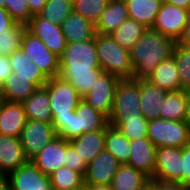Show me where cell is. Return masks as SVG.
<instances>
[{
  "label": "cell",
  "instance_id": "1",
  "mask_svg": "<svg viewBox=\"0 0 190 190\" xmlns=\"http://www.w3.org/2000/svg\"><path fill=\"white\" fill-rule=\"evenodd\" d=\"M58 76L69 82L84 97L103 73L100 68L95 37L85 42L67 43L59 57Z\"/></svg>",
  "mask_w": 190,
  "mask_h": 190
},
{
  "label": "cell",
  "instance_id": "2",
  "mask_svg": "<svg viewBox=\"0 0 190 190\" xmlns=\"http://www.w3.org/2000/svg\"><path fill=\"white\" fill-rule=\"evenodd\" d=\"M175 44L174 39L147 28L130 50L132 78L147 80L160 62L172 56Z\"/></svg>",
  "mask_w": 190,
  "mask_h": 190
},
{
  "label": "cell",
  "instance_id": "3",
  "mask_svg": "<svg viewBox=\"0 0 190 190\" xmlns=\"http://www.w3.org/2000/svg\"><path fill=\"white\" fill-rule=\"evenodd\" d=\"M52 124L57 136L67 140L74 139L85 132L102 130L108 119L84 100L67 117H54Z\"/></svg>",
  "mask_w": 190,
  "mask_h": 190
},
{
  "label": "cell",
  "instance_id": "4",
  "mask_svg": "<svg viewBox=\"0 0 190 190\" xmlns=\"http://www.w3.org/2000/svg\"><path fill=\"white\" fill-rule=\"evenodd\" d=\"M97 57L103 72L119 79L132 78L130 51L120 46L110 34H95Z\"/></svg>",
  "mask_w": 190,
  "mask_h": 190
},
{
  "label": "cell",
  "instance_id": "5",
  "mask_svg": "<svg viewBox=\"0 0 190 190\" xmlns=\"http://www.w3.org/2000/svg\"><path fill=\"white\" fill-rule=\"evenodd\" d=\"M147 137L156 147L183 148L190 144V128L184 120L151 119Z\"/></svg>",
  "mask_w": 190,
  "mask_h": 190
},
{
  "label": "cell",
  "instance_id": "6",
  "mask_svg": "<svg viewBox=\"0 0 190 190\" xmlns=\"http://www.w3.org/2000/svg\"><path fill=\"white\" fill-rule=\"evenodd\" d=\"M139 85L140 80L134 78L119 79L110 118L144 117L141 112Z\"/></svg>",
  "mask_w": 190,
  "mask_h": 190
},
{
  "label": "cell",
  "instance_id": "7",
  "mask_svg": "<svg viewBox=\"0 0 190 190\" xmlns=\"http://www.w3.org/2000/svg\"><path fill=\"white\" fill-rule=\"evenodd\" d=\"M46 85L53 118L69 116L82 100L78 91L69 82L61 79L59 76L49 78Z\"/></svg>",
  "mask_w": 190,
  "mask_h": 190
},
{
  "label": "cell",
  "instance_id": "8",
  "mask_svg": "<svg viewBox=\"0 0 190 190\" xmlns=\"http://www.w3.org/2000/svg\"><path fill=\"white\" fill-rule=\"evenodd\" d=\"M182 148L157 147L152 181L183 184Z\"/></svg>",
  "mask_w": 190,
  "mask_h": 190
},
{
  "label": "cell",
  "instance_id": "9",
  "mask_svg": "<svg viewBox=\"0 0 190 190\" xmlns=\"http://www.w3.org/2000/svg\"><path fill=\"white\" fill-rule=\"evenodd\" d=\"M20 48L33 60L48 77H56L59 74L60 59L51 52L47 46L27 30L23 33Z\"/></svg>",
  "mask_w": 190,
  "mask_h": 190
},
{
  "label": "cell",
  "instance_id": "10",
  "mask_svg": "<svg viewBox=\"0 0 190 190\" xmlns=\"http://www.w3.org/2000/svg\"><path fill=\"white\" fill-rule=\"evenodd\" d=\"M56 136V130L52 122L28 119L20 135L21 145L26 158L31 160Z\"/></svg>",
  "mask_w": 190,
  "mask_h": 190
},
{
  "label": "cell",
  "instance_id": "11",
  "mask_svg": "<svg viewBox=\"0 0 190 190\" xmlns=\"http://www.w3.org/2000/svg\"><path fill=\"white\" fill-rule=\"evenodd\" d=\"M118 81L117 76L103 72L97 78L91 90L82 97V100L109 119L114 105V93Z\"/></svg>",
  "mask_w": 190,
  "mask_h": 190
},
{
  "label": "cell",
  "instance_id": "12",
  "mask_svg": "<svg viewBox=\"0 0 190 190\" xmlns=\"http://www.w3.org/2000/svg\"><path fill=\"white\" fill-rule=\"evenodd\" d=\"M26 30L39 38L47 48L60 57L66 48L67 42L61 25L42 18L39 14L33 15L26 24Z\"/></svg>",
  "mask_w": 190,
  "mask_h": 190
},
{
  "label": "cell",
  "instance_id": "13",
  "mask_svg": "<svg viewBox=\"0 0 190 190\" xmlns=\"http://www.w3.org/2000/svg\"><path fill=\"white\" fill-rule=\"evenodd\" d=\"M121 164L115 156L104 149L88 165L84 175L87 186H109Z\"/></svg>",
  "mask_w": 190,
  "mask_h": 190
},
{
  "label": "cell",
  "instance_id": "14",
  "mask_svg": "<svg viewBox=\"0 0 190 190\" xmlns=\"http://www.w3.org/2000/svg\"><path fill=\"white\" fill-rule=\"evenodd\" d=\"M11 190H52L50 178L31 160L6 176Z\"/></svg>",
  "mask_w": 190,
  "mask_h": 190
},
{
  "label": "cell",
  "instance_id": "15",
  "mask_svg": "<svg viewBox=\"0 0 190 190\" xmlns=\"http://www.w3.org/2000/svg\"><path fill=\"white\" fill-rule=\"evenodd\" d=\"M186 25V9L163 2L152 29L177 41Z\"/></svg>",
  "mask_w": 190,
  "mask_h": 190
},
{
  "label": "cell",
  "instance_id": "16",
  "mask_svg": "<svg viewBox=\"0 0 190 190\" xmlns=\"http://www.w3.org/2000/svg\"><path fill=\"white\" fill-rule=\"evenodd\" d=\"M69 140L56 136L49 144L39 151L31 161L45 174L50 175L64 166L66 147Z\"/></svg>",
  "mask_w": 190,
  "mask_h": 190
},
{
  "label": "cell",
  "instance_id": "17",
  "mask_svg": "<svg viewBox=\"0 0 190 190\" xmlns=\"http://www.w3.org/2000/svg\"><path fill=\"white\" fill-rule=\"evenodd\" d=\"M27 120L22 103L0 99V134L20 138Z\"/></svg>",
  "mask_w": 190,
  "mask_h": 190
},
{
  "label": "cell",
  "instance_id": "18",
  "mask_svg": "<svg viewBox=\"0 0 190 190\" xmlns=\"http://www.w3.org/2000/svg\"><path fill=\"white\" fill-rule=\"evenodd\" d=\"M130 148V156L126 165L142 171L152 179L157 147L148 137H143L130 141Z\"/></svg>",
  "mask_w": 190,
  "mask_h": 190
},
{
  "label": "cell",
  "instance_id": "19",
  "mask_svg": "<svg viewBox=\"0 0 190 190\" xmlns=\"http://www.w3.org/2000/svg\"><path fill=\"white\" fill-rule=\"evenodd\" d=\"M27 161L20 138L0 134V175L7 176Z\"/></svg>",
  "mask_w": 190,
  "mask_h": 190
},
{
  "label": "cell",
  "instance_id": "20",
  "mask_svg": "<svg viewBox=\"0 0 190 190\" xmlns=\"http://www.w3.org/2000/svg\"><path fill=\"white\" fill-rule=\"evenodd\" d=\"M10 65L12 67V78H31L38 87H43L49 78L29 59V57L20 48L9 55Z\"/></svg>",
  "mask_w": 190,
  "mask_h": 190
},
{
  "label": "cell",
  "instance_id": "21",
  "mask_svg": "<svg viewBox=\"0 0 190 190\" xmlns=\"http://www.w3.org/2000/svg\"><path fill=\"white\" fill-rule=\"evenodd\" d=\"M167 92V90L152 84L148 80H140L139 96L141 112L147 120L159 119L160 108Z\"/></svg>",
  "mask_w": 190,
  "mask_h": 190
},
{
  "label": "cell",
  "instance_id": "22",
  "mask_svg": "<svg viewBox=\"0 0 190 190\" xmlns=\"http://www.w3.org/2000/svg\"><path fill=\"white\" fill-rule=\"evenodd\" d=\"M61 29L67 43L85 42L95 37V24L80 14L71 12Z\"/></svg>",
  "mask_w": 190,
  "mask_h": 190
},
{
  "label": "cell",
  "instance_id": "23",
  "mask_svg": "<svg viewBox=\"0 0 190 190\" xmlns=\"http://www.w3.org/2000/svg\"><path fill=\"white\" fill-rule=\"evenodd\" d=\"M69 144L79 153L88 165L105 149V127L102 130L85 132L69 140Z\"/></svg>",
  "mask_w": 190,
  "mask_h": 190
},
{
  "label": "cell",
  "instance_id": "24",
  "mask_svg": "<svg viewBox=\"0 0 190 190\" xmlns=\"http://www.w3.org/2000/svg\"><path fill=\"white\" fill-rule=\"evenodd\" d=\"M27 119L52 122L50 98L47 85L38 87L23 103Z\"/></svg>",
  "mask_w": 190,
  "mask_h": 190
},
{
  "label": "cell",
  "instance_id": "25",
  "mask_svg": "<svg viewBox=\"0 0 190 190\" xmlns=\"http://www.w3.org/2000/svg\"><path fill=\"white\" fill-rule=\"evenodd\" d=\"M151 181L142 171L122 164L118 167L110 186L112 190H143Z\"/></svg>",
  "mask_w": 190,
  "mask_h": 190
},
{
  "label": "cell",
  "instance_id": "26",
  "mask_svg": "<svg viewBox=\"0 0 190 190\" xmlns=\"http://www.w3.org/2000/svg\"><path fill=\"white\" fill-rule=\"evenodd\" d=\"M127 19H129V14L126 4L109 0L107 7L95 23V31L100 34H111Z\"/></svg>",
  "mask_w": 190,
  "mask_h": 190
},
{
  "label": "cell",
  "instance_id": "27",
  "mask_svg": "<svg viewBox=\"0 0 190 190\" xmlns=\"http://www.w3.org/2000/svg\"><path fill=\"white\" fill-rule=\"evenodd\" d=\"M147 80L168 92L181 90L180 77L173 56L160 62Z\"/></svg>",
  "mask_w": 190,
  "mask_h": 190
},
{
  "label": "cell",
  "instance_id": "28",
  "mask_svg": "<svg viewBox=\"0 0 190 190\" xmlns=\"http://www.w3.org/2000/svg\"><path fill=\"white\" fill-rule=\"evenodd\" d=\"M163 0H129L126 7L129 18L152 28Z\"/></svg>",
  "mask_w": 190,
  "mask_h": 190
},
{
  "label": "cell",
  "instance_id": "29",
  "mask_svg": "<svg viewBox=\"0 0 190 190\" xmlns=\"http://www.w3.org/2000/svg\"><path fill=\"white\" fill-rule=\"evenodd\" d=\"M38 86L31 78H12V73L0 88V99L23 103Z\"/></svg>",
  "mask_w": 190,
  "mask_h": 190
},
{
  "label": "cell",
  "instance_id": "30",
  "mask_svg": "<svg viewBox=\"0 0 190 190\" xmlns=\"http://www.w3.org/2000/svg\"><path fill=\"white\" fill-rule=\"evenodd\" d=\"M187 91H169L167 92L162 106L160 108L159 119L181 121L186 115Z\"/></svg>",
  "mask_w": 190,
  "mask_h": 190
},
{
  "label": "cell",
  "instance_id": "31",
  "mask_svg": "<svg viewBox=\"0 0 190 190\" xmlns=\"http://www.w3.org/2000/svg\"><path fill=\"white\" fill-rule=\"evenodd\" d=\"M105 149L112 153L121 165L128 163L130 140L109 123L105 126Z\"/></svg>",
  "mask_w": 190,
  "mask_h": 190
},
{
  "label": "cell",
  "instance_id": "32",
  "mask_svg": "<svg viewBox=\"0 0 190 190\" xmlns=\"http://www.w3.org/2000/svg\"><path fill=\"white\" fill-rule=\"evenodd\" d=\"M146 29L142 23L129 18L110 35L120 46L130 51Z\"/></svg>",
  "mask_w": 190,
  "mask_h": 190
},
{
  "label": "cell",
  "instance_id": "33",
  "mask_svg": "<svg viewBox=\"0 0 190 190\" xmlns=\"http://www.w3.org/2000/svg\"><path fill=\"white\" fill-rule=\"evenodd\" d=\"M148 122L145 117L108 119V123L118 128L130 141L147 137Z\"/></svg>",
  "mask_w": 190,
  "mask_h": 190
},
{
  "label": "cell",
  "instance_id": "34",
  "mask_svg": "<svg viewBox=\"0 0 190 190\" xmlns=\"http://www.w3.org/2000/svg\"><path fill=\"white\" fill-rule=\"evenodd\" d=\"M52 189L82 190L84 176L75 170L63 166L49 175Z\"/></svg>",
  "mask_w": 190,
  "mask_h": 190
},
{
  "label": "cell",
  "instance_id": "35",
  "mask_svg": "<svg viewBox=\"0 0 190 190\" xmlns=\"http://www.w3.org/2000/svg\"><path fill=\"white\" fill-rule=\"evenodd\" d=\"M72 11V0H47L39 15L48 21L61 25Z\"/></svg>",
  "mask_w": 190,
  "mask_h": 190
},
{
  "label": "cell",
  "instance_id": "36",
  "mask_svg": "<svg viewBox=\"0 0 190 190\" xmlns=\"http://www.w3.org/2000/svg\"><path fill=\"white\" fill-rule=\"evenodd\" d=\"M172 56L181 82V90H190V47L175 44Z\"/></svg>",
  "mask_w": 190,
  "mask_h": 190
},
{
  "label": "cell",
  "instance_id": "37",
  "mask_svg": "<svg viewBox=\"0 0 190 190\" xmlns=\"http://www.w3.org/2000/svg\"><path fill=\"white\" fill-rule=\"evenodd\" d=\"M26 25L15 23L9 30L0 33V55L9 56L20 49Z\"/></svg>",
  "mask_w": 190,
  "mask_h": 190
},
{
  "label": "cell",
  "instance_id": "38",
  "mask_svg": "<svg viewBox=\"0 0 190 190\" xmlns=\"http://www.w3.org/2000/svg\"><path fill=\"white\" fill-rule=\"evenodd\" d=\"M108 2L109 0H72L73 12L95 24L107 7Z\"/></svg>",
  "mask_w": 190,
  "mask_h": 190
},
{
  "label": "cell",
  "instance_id": "39",
  "mask_svg": "<svg viewBox=\"0 0 190 190\" xmlns=\"http://www.w3.org/2000/svg\"><path fill=\"white\" fill-rule=\"evenodd\" d=\"M5 9L12 19L19 24L26 25L33 16L30 13L27 0H5Z\"/></svg>",
  "mask_w": 190,
  "mask_h": 190
},
{
  "label": "cell",
  "instance_id": "40",
  "mask_svg": "<svg viewBox=\"0 0 190 190\" xmlns=\"http://www.w3.org/2000/svg\"><path fill=\"white\" fill-rule=\"evenodd\" d=\"M64 166L80 172L83 176L87 170V164L85 163L84 159L80 157L79 153H77V151L70 144L66 147Z\"/></svg>",
  "mask_w": 190,
  "mask_h": 190
},
{
  "label": "cell",
  "instance_id": "41",
  "mask_svg": "<svg viewBox=\"0 0 190 190\" xmlns=\"http://www.w3.org/2000/svg\"><path fill=\"white\" fill-rule=\"evenodd\" d=\"M183 185L190 187V144L182 148Z\"/></svg>",
  "mask_w": 190,
  "mask_h": 190
},
{
  "label": "cell",
  "instance_id": "42",
  "mask_svg": "<svg viewBox=\"0 0 190 190\" xmlns=\"http://www.w3.org/2000/svg\"><path fill=\"white\" fill-rule=\"evenodd\" d=\"M12 72L9 56L0 55V88Z\"/></svg>",
  "mask_w": 190,
  "mask_h": 190
},
{
  "label": "cell",
  "instance_id": "43",
  "mask_svg": "<svg viewBox=\"0 0 190 190\" xmlns=\"http://www.w3.org/2000/svg\"><path fill=\"white\" fill-rule=\"evenodd\" d=\"M15 23L7 10L0 7V33L9 30Z\"/></svg>",
  "mask_w": 190,
  "mask_h": 190
},
{
  "label": "cell",
  "instance_id": "44",
  "mask_svg": "<svg viewBox=\"0 0 190 190\" xmlns=\"http://www.w3.org/2000/svg\"><path fill=\"white\" fill-rule=\"evenodd\" d=\"M158 190H190V187L181 183L151 181Z\"/></svg>",
  "mask_w": 190,
  "mask_h": 190
},
{
  "label": "cell",
  "instance_id": "45",
  "mask_svg": "<svg viewBox=\"0 0 190 190\" xmlns=\"http://www.w3.org/2000/svg\"><path fill=\"white\" fill-rule=\"evenodd\" d=\"M27 1H28V6L30 8V13L32 15L39 14L47 2V0H27Z\"/></svg>",
  "mask_w": 190,
  "mask_h": 190
},
{
  "label": "cell",
  "instance_id": "46",
  "mask_svg": "<svg viewBox=\"0 0 190 190\" xmlns=\"http://www.w3.org/2000/svg\"><path fill=\"white\" fill-rule=\"evenodd\" d=\"M176 43L185 47H190V23H187L184 27L183 32Z\"/></svg>",
  "mask_w": 190,
  "mask_h": 190
},
{
  "label": "cell",
  "instance_id": "47",
  "mask_svg": "<svg viewBox=\"0 0 190 190\" xmlns=\"http://www.w3.org/2000/svg\"><path fill=\"white\" fill-rule=\"evenodd\" d=\"M163 1L165 3H169L183 9H187L190 6V0H163Z\"/></svg>",
  "mask_w": 190,
  "mask_h": 190
},
{
  "label": "cell",
  "instance_id": "48",
  "mask_svg": "<svg viewBox=\"0 0 190 190\" xmlns=\"http://www.w3.org/2000/svg\"><path fill=\"white\" fill-rule=\"evenodd\" d=\"M184 121L187 123L190 128V90H187V106H186V115Z\"/></svg>",
  "mask_w": 190,
  "mask_h": 190
},
{
  "label": "cell",
  "instance_id": "49",
  "mask_svg": "<svg viewBox=\"0 0 190 190\" xmlns=\"http://www.w3.org/2000/svg\"><path fill=\"white\" fill-rule=\"evenodd\" d=\"M0 190H11V184L6 176H0Z\"/></svg>",
  "mask_w": 190,
  "mask_h": 190
},
{
  "label": "cell",
  "instance_id": "50",
  "mask_svg": "<svg viewBox=\"0 0 190 190\" xmlns=\"http://www.w3.org/2000/svg\"><path fill=\"white\" fill-rule=\"evenodd\" d=\"M84 190H112L111 186H87L85 185Z\"/></svg>",
  "mask_w": 190,
  "mask_h": 190
},
{
  "label": "cell",
  "instance_id": "51",
  "mask_svg": "<svg viewBox=\"0 0 190 190\" xmlns=\"http://www.w3.org/2000/svg\"><path fill=\"white\" fill-rule=\"evenodd\" d=\"M143 190H158V189L152 182H150Z\"/></svg>",
  "mask_w": 190,
  "mask_h": 190
},
{
  "label": "cell",
  "instance_id": "52",
  "mask_svg": "<svg viewBox=\"0 0 190 190\" xmlns=\"http://www.w3.org/2000/svg\"><path fill=\"white\" fill-rule=\"evenodd\" d=\"M187 11V23H190V6L186 9Z\"/></svg>",
  "mask_w": 190,
  "mask_h": 190
},
{
  "label": "cell",
  "instance_id": "53",
  "mask_svg": "<svg viewBox=\"0 0 190 190\" xmlns=\"http://www.w3.org/2000/svg\"><path fill=\"white\" fill-rule=\"evenodd\" d=\"M0 7L5 8V0H0Z\"/></svg>",
  "mask_w": 190,
  "mask_h": 190
},
{
  "label": "cell",
  "instance_id": "54",
  "mask_svg": "<svg viewBox=\"0 0 190 190\" xmlns=\"http://www.w3.org/2000/svg\"><path fill=\"white\" fill-rule=\"evenodd\" d=\"M116 1H120V2L126 3L129 0H116Z\"/></svg>",
  "mask_w": 190,
  "mask_h": 190
}]
</instances>
